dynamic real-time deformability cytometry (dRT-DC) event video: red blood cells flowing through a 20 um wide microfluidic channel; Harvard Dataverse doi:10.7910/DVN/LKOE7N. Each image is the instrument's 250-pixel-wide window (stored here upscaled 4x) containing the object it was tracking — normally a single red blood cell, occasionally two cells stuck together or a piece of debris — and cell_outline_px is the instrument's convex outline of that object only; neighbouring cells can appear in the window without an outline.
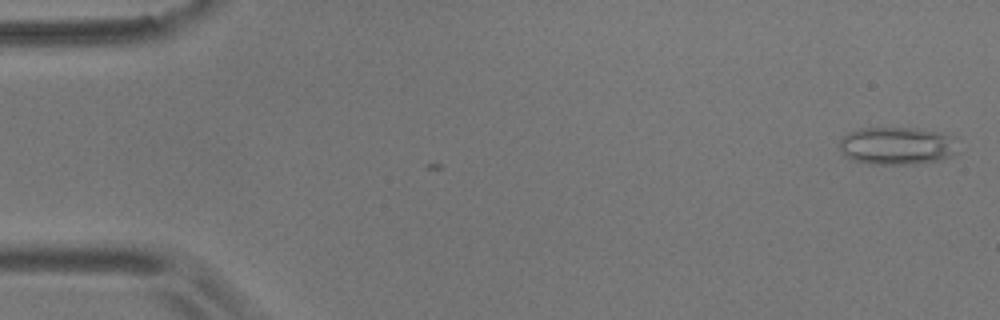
{"species": "common noctule bat (a hibernating species)", "species_latin": "Nyctalus noctula", "temperature_condition": "room temperature", "stored_images_in_passage": 4, "camera_frame_rate_fps": 3000, "um_per_image_px": 0.085, "animal": {"sex": "male", "body_mass_g": 17.9}, "frame": {"image": 1, "passage_image": 4, "time_ms": 1.0, "image_size_px": [1000, 320], "cell_outline_px": [[960, 152], [952, 156], [940, 160], [916, 164], [868, 164], [844, 156], [840, 148], [840, 140], [848, 132], [860, 128], [920, 128], [940, 132], [952, 136]], "centroid_in_image_um": [76.29, 12.39], "position_along_channel_um": 8.7, "area_um2": 26.36}}